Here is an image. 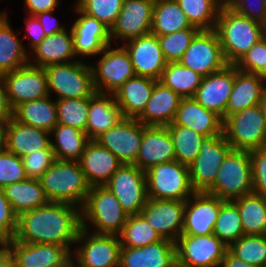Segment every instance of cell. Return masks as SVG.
<instances>
[{
    "label": "cell",
    "instance_id": "cell-1",
    "mask_svg": "<svg viewBox=\"0 0 266 267\" xmlns=\"http://www.w3.org/2000/svg\"><path fill=\"white\" fill-rule=\"evenodd\" d=\"M79 207L68 203L48 204L18 215L17 229L13 240L29 244H76L81 228Z\"/></svg>",
    "mask_w": 266,
    "mask_h": 267
},
{
    "label": "cell",
    "instance_id": "cell-2",
    "mask_svg": "<svg viewBox=\"0 0 266 267\" xmlns=\"http://www.w3.org/2000/svg\"><path fill=\"white\" fill-rule=\"evenodd\" d=\"M214 30L228 64H236L266 35L265 25L238 14L225 3L220 8Z\"/></svg>",
    "mask_w": 266,
    "mask_h": 267
},
{
    "label": "cell",
    "instance_id": "cell-3",
    "mask_svg": "<svg viewBox=\"0 0 266 267\" xmlns=\"http://www.w3.org/2000/svg\"><path fill=\"white\" fill-rule=\"evenodd\" d=\"M49 202L83 206L90 186L79 161L55 160L38 179Z\"/></svg>",
    "mask_w": 266,
    "mask_h": 267
},
{
    "label": "cell",
    "instance_id": "cell-4",
    "mask_svg": "<svg viewBox=\"0 0 266 267\" xmlns=\"http://www.w3.org/2000/svg\"><path fill=\"white\" fill-rule=\"evenodd\" d=\"M81 227L89 230L92 224L95 234L119 235L127 220L116 196L105 186L90 187L80 208Z\"/></svg>",
    "mask_w": 266,
    "mask_h": 267
},
{
    "label": "cell",
    "instance_id": "cell-5",
    "mask_svg": "<svg viewBox=\"0 0 266 267\" xmlns=\"http://www.w3.org/2000/svg\"><path fill=\"white\" fill-rule=\"evenodd\" d=\"M207 193L223 201H233L243 195L253 193L249 152L231 149L218 170L214 185Z\"/></svg>",
    "mask_w": 266,
    "mask_h": 267
},
{
    "label": "cell",
    "instance_id": "cell-6",
    "mask_svg": "<svg viewBox=\"0 0 266 267\" xmlns=\"http://www.w3.org/2000/svg\"><path fill=\"white\" fill-rule=\"evenodd\" d=\"M145 179L148 199L186 201L195 193L189 167L177 160L152 166Z\"/></svg>",
    "mask_w": 266,
    "mask_h": 267
},
{
    "label": "cell",
    "instance_id": "cell-7",
    "mask_svg": "<svg viewBox=\"0 0 266 267\" xmlns=\"http://www.w3.org/2000/svg\"><path fill=\"white\" fill-rule=\"evenodd\" d=\"M47 75L48 92L57 99L91 97L95 92L91 64L82 59L44 68Z\"/></svg>",
    "mask_w": 266,
    "mask_h": 267
},
{
    "label": "cell",
    "instance_id": "cell-8",
    "mask_svg": "<svg viewBox=\"0 0 266 267\" xmlns=\"http://www.w3.org/2000/svg\"><path fill=\"white\" fill-rule=\"evenodd\" d=\"M223 135L233 150L250 152L266 147V120L260 104L227 116Z\"/></svg>",
    "mask_w": 266,
    "mask_h": 267
},
{
    "label": "cell",
    "instance_id": "cell-9",
    "mask_svg": "<svg viewBox=\"0 0 266 267\" xmlns=\"http://www.w3.org/2000/svg\"><path fill=\"white\" fill-rule=\"evenodd\" d=\"M107 45L101 58L92 66L93 84L96 92L114 94L123 84L136 76L128 51L122 45L112 49Z\"/></svg>",
    "mask_w": 266,
    "mask_h": 267
},
{
    "label": "cell",
    "instance_id": "cell-10",
    "mask_svg": "<svg viewBox=\"0 0 266 267\" xmlns=\"http://www.w3.org/2000/svg\"><path fill=\"white\" fill-rule=\"evenodd\" d=\"M177 267H220L228 246L216 235H180L175 242Z\"/></svg>",
    "mask_w": 266,
    "mask_h": 267
},
{
    "label": "cell",
    "instance_id": "cell-11",
    "mask_svg": "<svg viewBox=\"0 0 266 267\" xmlns=\"http://www.w3.org/2000/svg\"><path fill=\"white\" fill-rule=\"evenodd\" d=\"M104 186L116 196L127 216L140 214L147 203L145 172L134 164H122Z\"/></svg>",
    "mask_w": 266,
    "mask_h": 267
},
{
    "label": "cell",
    "instance_id": "cell-12",
    "mask_svg": "<svg viewBox=\"0 0 266 267\" xmlns=\"http://www.w3.org/2000/svg\"><path fill=\"white\" fill-rule=\"evenodd\" d=\"M78 243L82 245L72 255L79 267H119L122 246L118 235L95 234L81 227Z\"/></svg>",
    "mask_w": 266,
    "mask_h": 267
},
{
    "label": "cell",
    "instance_id": "cell-13",
    "mask_svg": "<svg viewBox=\"0 0 266 267\" xmlns=\"http://www.w3.org/2000/svg\"><path fill=\"white\" fill-rule=\"evenodd\" d=\"M231 149L224 135L204 138L199 154L188 166L195 192H207L214 185L218 170Z\"/></svg>",
    "mask_w": 266,
    "mask_h": 267
},
{
    "label": "cell",
    "instance_id": "cell-14",
    "mask_svg": "<svg viewBox=\"0 0 266 267\" xmlns=\"http://www.w3.org/2000/svg\"><path fill=\"white\" fill-rule=\"evenodd\" d=\"M179 62L203 77L228 65L215 30H200Z\"/></svg>",
    "mask_w": 266,
    "mask_h": 267
},
{
    "label": "cell",
    "instance_id": "cell-15",
    "mask_svg": "<svg viewBox=\"0 0 266 267\" xmlns=\"http://www.w3.org/2000/svg\"><path fill=\"white\" fill-rule=\"evenodd\" d=\"M9 102L14 109L21 103L49 95L45 69L30 63L1 75Z\"/></svg>",
    "mask_w": 266,
    "mask_h": 267
},
{
    "label": "cell",
    "instance_id": "cell-16",
    "mask_svg": "<svg viewBox=\"0 0 266 267\" xmlns=\"http://www.w3.org/2000/svg\"><path fill=\"white\" fill-rule=\"evenodd\" d=\"M144 124L135 118H122L96 141L107 148L123 164H133L139 153Z\"/></svg>",
    "mask_w": 266,
    "mask_h": 267
},
{
    "label": "cell",
    "instance_id": "cell-17",
    "mask_svg": "<svg viewBox=\"0 0 266 267\" xmlns=\"http://www.w3.org/2000/svg\"><path fill=\"white\" fill-rule=\"evenodd\" d=\"M155 0H124L110 29V39L124 42L151 33Z\"/></svg>",
    "mask_w": 266,
    "mask_h": 267
},
{
    "label": "cell",
    "instance_id": "cell-18",
    "mask_svg": "<svg viewBox=\"0 0 266 267\" xmlns=\"http://www.w3.org/2000/svg\"><path fill=\"white\" fill-rule=\"evenodd\" d=\"M224 201L207 192H195L186 200L181 235L213 234L220 206Z\"/></svg>",
    "mask_w": 266,
    "mask_h": 267
},
{
    "label": "cell",
    "instance_id": "cell-19",
    "mask_svg": "<svg viewBox=\"0 0 266 267\" xmlns=\"http://www.w3.org/2000/svg\"><path fill=\"white\" fill-rule=\"evenodd\" d=\"M186 201L148 199L140 214L163 239L176 242L184 224Z\"/></svg>",
    "mask_w": 266,
    "mask_h": 267
},
{
    "label": "cell",
    "instance_id": "cell-20",
    "mask_svg": "<svg viewBox=\"0 0 266 267\" xmlns=\"http://www.w3.org/2000/svg\"><path fill=\"white\" fill-rule=\"evenodd\" d=\"M74 10L79 14L71 27L75 55L82 60L83 57L99 55L112 44L110 29L97 18L85 14L76 4Z\"/></svg>",
    "mask_w": 266,
    "mask_h": 267
},
{
    "label": "cell",
    "instance_id": "cell-21",
    "mask_svg": "<svg viewBox=\"0 0 266 267\" xmlns=\"http://www.w3.org/2000/svg\"><path fill=\"white\" fill-rule=\"evenodd\" d=\"M136 76L160 80L167 65L158 36L149 33L124 42Z\"/></svg>",
    "mask_w": 266,
    "mask_h": 267
},
{
    "label": "cell",
    "instance_id": "cell-22",
    "mask_svg": "<svg viewBox=\"0 0 266 267\" xmlns=\"http://www.w3.org/2000/svg\"><path fill=\"white\" fill-rule=\"evenodd\" d=\"M234 85V64L203 77L194 98L207 110L225 119L226 107Z\"/></svg>",
    "mask_w": 266,
    "mask_h": 267
},
{
    "label": "cell",
    "instance_id": "cell-23",
    "mask_svg": "<svg viewBox=\"0 0 266 267\" xmlns=\"http://www.w3.org/2000/svg\"><path fill=\"white\" fill-rule=\"evenodd\" d=\"M5 244L13 255L14 267H56L73 253L66 246L57 244H29L13 239Z\"/></svg>",
    "mask_w": 266,
    "mask_h": 267
},
{
    "label": "cell",
    "instance_id": "cell-24",
    "mask_svg": "<svg viewBox=\"0 0 266 267\" xmlns=\"http://www.w3.org/2000/svg\"><path fill=\"white\" fill-rule=\"evenodd\" d=\"M176 160L172 137L166 126L144 125V132L136 161L142 171L152 166Z\"/></svg>",
    "mask_w": 266,
    "mask_h": 267
},
{
    "label": "cell",
    "instance_id": "cell-25",
    "mask_svg": "<svg viewBox=\"0 0 266 267\" xmlns=\"http://www.w3.org/2000/svg\"><path fill=\"white\" fill-rule=\"evenodd\" d=\"M90 187L104 186L123 164L96 140H89L79 160Z\"/></svg>",
    "mask_w": 266,
    "mask_h": 267
},
{
    "label": "cell",
    "instance_id": "cell-26",
    "mask_svg": "<svg viewBox=\"0 0 266 267\" xmlns=\"http://www.w3.org/2000/svg\"><path fill=\"white\" fill-rule=\"evenodd\" d=\"M119 267H177L175 242L163 239L140 248L121 247Z\"/></svg>",
    "mask_w": 266,
    "mask_h": 267
},
{
    "label": "cell",
    "instance_id": "cell-27",
    "mask_svg": "<svg viewBox=\"0 0 266 267\" xmlns=\"http://www.w3.org/2000/svg\"><path fill=\"white\" fill-rule=\"evenodd\" d=\"M50 132L25 125L14 118L4 126V147L22 158L34 151L47 149L51 145Z\"/></svg>",
    "mask_w": 266,
    "mask_h": 267
},
{
    "label": "cell",
    "instance_id": "cell-28",
    "mask_svg": "<svg viewBox=\"0 0 266 267\" xmlns=\"http://www.w3.org/2000/svg\"><path fill=\"white\" fill-rule=\"evenodd\" d=\"M170 125L189 127L205 137L223 135V119L200 105L194 97L181 99Z\"/></svg>",
    "mask_w": 266,
    "mask_h": 267
},
{
    "label": "cell",
    "instance_id": "cell-29",
    "mask_svg": "<svg viewBox=\"0 0 266 267\" xmlns=\"http://www.w3.org/2000/svg\"><path fill=\"white\" fill-rule=\"evenodd\" d=\"M265 94V77L240 71L234 64V85L226 107L225 118L259 105Z\"/></svg>",
    "mask_w": 266,
    "mask_h": 267
},
{
    "label": "cell",
    "instance_id": "cell-30",
    "mask_svg": "<svg viewBox=\"0 0 266 267\" xmlns=\"http://www.w3.org/2000/svg\"><path fill=\"white\" fill-rule=\"evenodd\" d=\"M181 99L179 94L157 80L145 110L137 119L147 126H168L175 118Z\"/></svg>",
    "mask_w": 266,
    "mask_h": 267
},
{
    "label": "cell",
    "instance_id": "cell-31",
    "mask_svg": "<svg viewBox=\"0 0 266 267\" xmlns=\"http://www.w3.org/2000/svg\"><path fill=\"white\" fill-rule=\"evenodd\" d=\"M123 117L113 94L95 92L89 97L88 119L85 133L89 140H96L115 126Z\"/></svg>",
    "mask_w": 266,
    "mask_h": 267
},
{
    "label": "cell",
    "instance_id": "cell-32",
    "mask_svg": "<svg viewBox=\"0 0 266 267\" xmlns=\"http://www.w3.org/2000/svg\"><path fill=\"white\" fill-rule=\"evenodd\" d=\"M32 53L35 55H29V63L42 68L75 61L77 56L74 52L71 29L69 32L65 29L61 32L46 36L43 41L32 50ZM30 57H32V60Z\"/></svg>",
    "mask_w": 266,
    "mask_h": 267
},
{
    "label": "cell",
    "instance_id": "cell-33",
    "mask_svg": "<svg viewBox=\"0 0 266 267\" xmlns=\"http://www.w3.org/2000/svg\"><path fill=\"white\" fill-rule=\"evenodd\" d=\"M156 81L149 77L135 76L113 94L124 118L137 119L143 113Z\"/></svg>",
    "mask_w": 266,
    "mask_h": 267
},
{
    "label": "cell",
    "instance_id": "cell-34",
    "mask_svg": "<svg viewBox=\"0 0 266 267\" xmlns=\"http://www.w3.org/2000/svg\"><path fill=\"white\" fill-rule=\"evenodd\" d=\"M6 12L0 13V75L29 64V55L14 33Z\"/></svg>",
    "mask_w": 266,
    "mask_h": 267
},
{
    "label": "cell",
    "instance_id": "cell-35",
    "mask_svg": "<svg viewBox=\"0 0 266 267\" xmlns=\"http://www.w3.org/2000/svg\"><path fill=\"white\" fill-rule=\"evenodd\" d=\"M50 95L21 103L13 109V118L25 125L51 132L58 124L56 100Z\"/></svg>",
    "mask_w": 266,
    "mask_h": 267
},
{
    "label": "cell",
    "instance_id": "cell-36",
    "mask_svg": "<svg viewBox=\"0 0 266 267\" xmlns=\"http://www.w3.org/2000/svg\"><path fill=\"white\" fill-rule=\"evenodd\" d=\"M2 189L17 215L49 203L38 179L27 178Z\"/></svg>",
    "mask_w": 266,
    "mask_h": 267
},
{
    "label": "cell",
    "instance_id": "cell-37",
    "mask_svg": "<svg viewBox=\"0 0 266 267\" xmlns=\"http://www.w3.org/2000/svg\"><path fill=\"white\" fill-rule=\"evenodd\" d=\"M50 135H54L51 147L57 160L79 161L89 141L84 131L62 124H57Z\"/></svg>",
    "mask_w": 266,
    "mask_h": 267
},
{
    "label": "cell",
    "instance_id": "cell-38",
    "mask_svg": "<svg viewBox=\"0 0 266 267\" xmlns=\"http://www.w3.org/2000/svg\"><path fill=\"white\" fill-rule=\"evenodd\" d=\"M186 28L196 27L191 25L176 0H155L151 33L160 36Z\"/></svg>",
    "mask_w": 266,
    "mask_h": 267
},
{
    "label": "cell",
    "instance_id": "cell-39",
    "mask_svg": "<svg viewBox=\"0 0 266 267\" xmlns=\"http://www.w3.org/2000/svg\"><path fill=\"white\" fill-rule=\"evenodd\" d=\"M233 202L239 209L244 235H265L266 198L250 193Z\"/></svg>",
    "mask_w": 266,
    "mask_h": 267
},
{
    "label": "cell",
    "instance_id": "cell-40",
    "mask_svg": "<svg viewBox=\"0 0 266 267\" xmlns=\"http://www.w3.org/2000/svg\"><path fill=\"white\" fill-rule=\"evenodd\" d=\"M203 76L183 66L180 62H168L160 82L182 98L194 97Z\"/></svg>",
    "mask_w": 266,
    "mask_h": 267
},
{
    "label": "cell",
    "instance_id": "cell-41",
    "mask_svg": "<svg viewBox=\"0 0 266 267\" xmlns=\"http://www.w3.org/2000/svg\"><path fill=\"white\" fill-rule=\"evenodd\" d=\"M192 26L214 30L220 8L225 0H176Z\"/></svg>",
    "mask_w": 266,
    "mask_h": 267
},
{
    "label": "cell",
    "instance_id": "cell-42",
    "mask_svg": "<svg viewBox=\"0 0 266 267\" xmlns=\"http://www.w3.org/2000/svg\"><path fill=\"white\" fill-rule=\"evenodd\" d=\"M166 127L174 143L176 160L190 166L199 154L205 136L185 126L168 125Z\"/></svg>",
    "mask_w": 266,
    "mask_h": 267
},
{
    "label": "cell",
    "instance_id": "cell-43",
    "mask_svg": "<svg viewBox=\"0 0 266 267\" xmlns=\"http://www.w3.org/2000/svg\"><path fill=\"white\" fill-rule=\"evenodd\" d=\"M118 236L122 247L140 248L163 240L141 214L128 216Z\"/></svg>",
    "mask_w": 266,
    "mask_h": 267
},
{
    "label": "cell",
    "instance_id": "cell-44",
    "mask_svg": "<svg viewBox=\"0 0 266 267\" xmlns=\"http://www.w3.org/2000/svg\"><path fill=\"white\" fill-rule=\"evenodd\" d=\"M213 234L228 247L244 235L240 212L233 201L221 204Z\"/></svg>",
    "mask_w": 266,
    "mask_h": 267
},
{
    "label": "cell",
    "instance_id": "cell-45",
    "mask_svg": "<svg viewBox=\"0 0 266 267\" xmlns=\"http://www.w3.org/2000/svg\"><path fill=\"white\" fill-rule=\"evenodd\" d=\"M228 250L245 263L258 267L266 265V234L243 235Z\"/></svg>",
    "mask_w": 266,
    "mask_h": 267
},
{
    "label": "cell",
    "instance_id": "cell-46",
    "mask_svg": "<svg viewBox=\"0 0 266 267\" xmlns=\"http://www.w3.org/2000/svg\"><path fill=\"white\" fill-rule=\"evenodd\" d=\"M56 106L58 124L71 126L85 132L88 119L89 97L56 99Z\"/></svg>",
    "mask_w": 266,
    "mask_h": 267
},
{
    "label": "cell",
    "instance_id": "cell-47",
    "mask_svg": "<svg viewBox=\"0 0 266 267\" xmlns=\"http://www.w3.org/2000/svg\"><path fill=\"white\" fill-rule=\"evenodd\" d=\"M199 31L198 28H186L174 33L158 36L165 60L167 62H179L192 39Z\"/></svg>",
    "mask_w": 266,
    "mask_h": 267
},
{
    "label": "cell",
    "instance_id": "cell-48",
    "mask_svg": "<svg viewBox=\"0 0 266 267\" xmlns=\"http://www.w3.org/2000/svg\"><path fill=\"white\" fill-rule=\"evenodd\" d=\"M124 0H76L87 15L97 18L109 29L114 25Z\"/></svg>",
    "mask_w": 266,
    "mask_h": 267
},
{
    "label": "cell",
    "instance_id": "cell-49",
    "mask_svg": "<svg viewBox=\"0 0 266 267\" xmlns=\"http://www.w3.org/2000/svg\"><path fill=\"white\" fill-rule=\"evenodd\" d=\"M27 178L22 159L5 147L0 148V188Z\"/></svg>",
    "mask_w": 266,
    "mask_h": 267
},
{
    "label": "cell",
    "instance_id": "cell-50",
    "mask_svg": "<svg viewBox=\"0 0 266 267\" xmlns=\"http://www.w3.org/2000/svg\"><path fill=\"white\" fill-rule=\"evenodd\" d=\"M235 66L240 71L266 78V35L256 42Z\"/></svg>",
    "mask_w": 266,
    "mask_h": 267
},
{
    "label": "cell",
    "instance_id": "cell-51",
    "mask_svg": "<svg viewBox=\"0 0 266 267\" xmlns=\"http://www.w3.org/2000/svg\"><path fill=\"white\" fill-rule=\"evenodd\" d=\"M28 178L39 179L56 160L51 145L47 149L34 151L22 158Z\"/></svg>",
    "mask_w": 266,
    "mask_h": 267
},
{
    "label": "cell",
    "instance_id": "cell-52",
    "mask_svg": "<svg viewBox=\"0 0 266 267\" xmlns=\"http://www.w3.org/2000/svg\"><path fill=\"white\" fill-rule=\"evenodd\" d=\"M225 4L238 14L266 26V0H225Z\"/></svg>",
    "mask_w": 266,
    "mask_h": 267
},
{
    "label": "cell",
    "instance_id": "cell-53",
    "mask_svg": "<svg viewBox=\"0 0 266 267\" xmlns=\"http://www.w3.org/2000/svg\"><path fill=\"white\" fill-rule=\"evenodd\" d=\"M252 164L253 193L266 198V147L249 152Z\"/></svg>",
    "mask_w": 266,
    "mask_h": 267
},
{
    "label": "cell",
    "instance_id": "cell-54",
    "mask_svg": "<svg viewBox=\"0 0 266 267\" xmlns=\"http://www.w3.org/2000/svg\"><path fill=\"white\" fill-rule=\"evenodd\" d=\"M18 215L0 188V243L14 238L17 229Z\"/></svg>",
    "mask_w": 266,
    "mask_h": 267
},
{
    "label": "cell",
    "instance_id": "cell-55",
    "mask_svg": "<svg viewBox=\"0 0 266 267\" xmlns=\"http://www.w3.org/2000/svg\"><path fill=\"white\" fill-rule=\"evenodd\" d=\"M26 23V30L28 31L29 37L31 36V41L29 45V49L31 51L39 45L43 39L46 37L43 27L36 16L28 15L25 21Z\"/></svg>",
    "mask_w": 266,
    "mask_h": 267
},
{
    "label": "cell",
    "instance_id": "cell-56",
    "mask_svg": "<svg viewBox=\"0 0 266 267\" xmlns=\"http://www.w3.org/2000/svg\"><path fill=\"white\" fill-rule=\"evenodd\" d=\"M59 0H24V8L28 9V15H37L45 11H52L59 5Z\"/></svg>",
    "mask_w": 266,
    "mask_h": 267
},
{
    "label": "cell",
    "instance_id": "cell-57",
    "mask_svg": "<svg viewBox=\"0 0 266 267\" xmlns=\"http://www.w3.org/2000/svg\"><path fill=\"white\" fill-rule=\"evenodd\" d=\"M53 11L54 10L45 11L35 15L41 23L46 36H50L54 33H58L66 29V27H64L63 25H59V22L54 23L56 18L52 16Z\"/></svg>",
    "mask_w": 266,
    "mask_h": 267
},
{
    "label": "cell",
    "instance_id": "cell-58",
    "mask_svg": "<svg viewBox=\"0 0 266 267\" xmlns=\"http://www.w3.org/2000/svg\"><path fill=\"white\" fill-rule=\"evenodd\" d=\"M12 118L13 108L9 102L3 78L0 75V121L6 124Z\"/></svg>",
    "mask_w": 266,
    "mask_h": 267
},
{
    "label": "cell",
    "instance_id": "cell-59",
    "mask_svg": "<svg viewBox=\"0 0 266 267\" xmlns=\"http://www.w3.org/2000/svg\"><path fill=\"white\" fill-rule=\"evenodd\" d=\"M220 267H258L245 263L241 259L233 255L229 250L226 251Z\"/></svg>",
    "mask_w": 266,
    "mask_h": 267
},
{
    "label": "cell",
    "instance_id": "cell-60",
    "mask_svg": "<svg viewBox=\"0 0 266 267\" xmlns=\"http://www.w3.org/2000/svg\"><path fill=\"white\" fill-rule=\"evenodd\" d=\"M0 267H14L13 255L5 243H0Z\"/></svg>",
    "mask_w": 266,
    "mask_h": 267
},
{
    "label": "cell",
    "instance_id": "cell-61",
    "mask_svg": "<svg viewBox=\"0 0 266 267\" xmlns=\"http://www.w3.org/2000/svg\"><path fill=\"white\" fill-rule=\"evenodd\" d=\"M75 262V263H74ZM56 267H79L78 261L72 257V255L64 261L61 265Z\"/></svg>",
    "mask_w": 266,
    "mask_h": 267
},
{
    "label": "cell",
    "instance_id": "cell-62",
    "mask_svg": "<svg viewBox=\"0 0 266 267\" xmlns=\"http://www.w3.org/2000/svg\"><path fill=\"white\" fill-rule=\"evenodd\" d=\"M4 126L5 123L0 121V148L4 147Z\"/></svg>",
    "mask_w": 266,
    "mask_h": 267
},
{
    "label": "cell",
    "instance_id": "cell-63",
    "mask_svg": "<svg viewBox=\"0 0 266 267\" xmlns=\"http://www.w3.org/2000/svg\"><path fill=\"white\" fill-rule=\"evenodd\" d=\"M260 106L262 108V111H263V115L265 117V120H266V94L263 96L261 102H260Z\"/></svg>",
    "mask_w": 266,
    "mask_h": 267
}]
</instances>
